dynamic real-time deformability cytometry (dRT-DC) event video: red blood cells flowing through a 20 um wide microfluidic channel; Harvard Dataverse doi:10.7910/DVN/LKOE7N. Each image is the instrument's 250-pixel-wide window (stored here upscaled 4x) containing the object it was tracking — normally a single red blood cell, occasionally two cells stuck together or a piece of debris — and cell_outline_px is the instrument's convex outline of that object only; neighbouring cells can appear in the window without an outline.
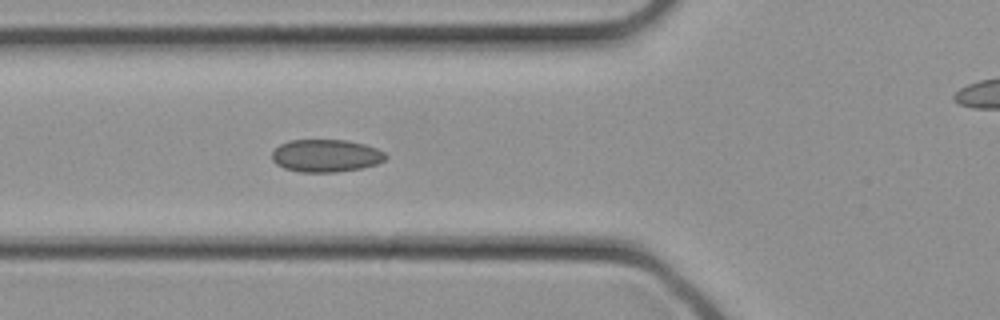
{"species": "common noctule bat (a hibernating species)", "species_latin": "Nyctalus noctula", "temperature_condition": "cold", "stored_images_in_passage": 32, "camera_frame_rate_fps": 3000, "um_per_image_px": 0.085, "animal": {"sex": "female", "body_mass_g": 21.9}, "frame": {"image": 1, "passage_image": 11, "time_ms": 3.333, "image_size_px": [1000, 320], "cell_outline_px": [[388, 156], [384, 160], [376, 164], [360, 168], [336, 172], [300, 172], [284, 168], [276, 164], [272, 160], [272, 152], [280, 144], [288, 140], [348, 140], [364, 144], [376, 148], [384, 152]], "centroid_in_image_um": [27.69, 13.23], "position_along_channel_um": 98.1, "area_um2": 21.62}}
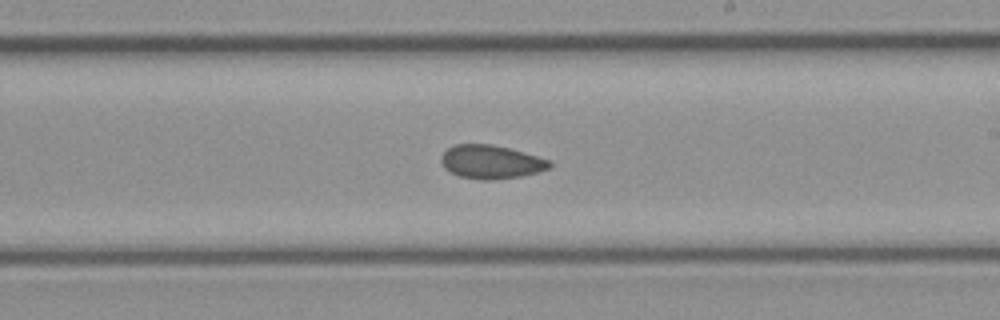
{"frame": {"image": 2, "passage_image": 18, "time_ms": 5.667, "image_size_px": [1000, 320], "cell_outline_px": [[552, 168], [520, 176], [488, 180], [484, 180], [460, 176], [444, 168], [440, 160], [440, 156], [452, 144], [492, 144], [524, 152], [552, 160]], "centroid_in_image_um": [41.75, 13.75], "position_along_channel_um": 247.3, "area_um2": 21.21}}
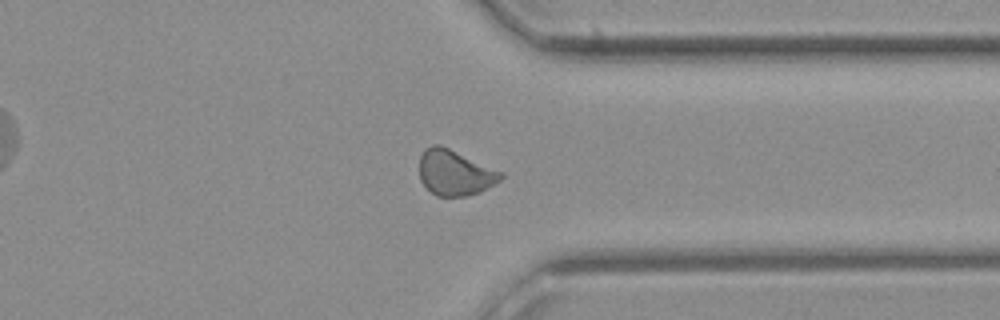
{"frame": {"image": 3, "passage_image": 24, "time_ms": 7.667, "image_size_px": [1000, 320], "cell_outline_px": [[504, 176], [500, 180], [480, 192], [468, 196], [436, 196], [420, 180], [420, 156], [424, 148], [432, 144], [440, 144], [504, 172]], "centroid_in_image_um": [38.67, 14.66], "position_along_channel_um": 372.7, "area_um2": 21.68}}